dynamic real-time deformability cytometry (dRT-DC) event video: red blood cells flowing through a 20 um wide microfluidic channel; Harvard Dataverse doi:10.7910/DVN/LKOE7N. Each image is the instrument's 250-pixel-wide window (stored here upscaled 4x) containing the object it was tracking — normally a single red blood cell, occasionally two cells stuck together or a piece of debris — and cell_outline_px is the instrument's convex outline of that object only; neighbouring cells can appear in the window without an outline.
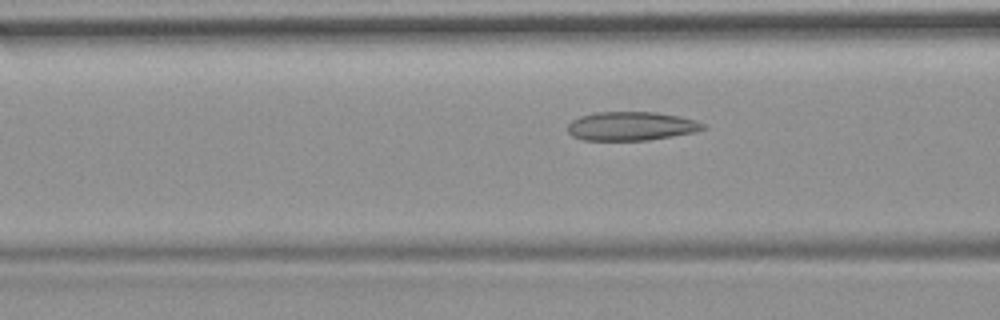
{"species": "common noctule bat (a hibernating species)", "species_latin": "Nyctalus noctula", "temperature_condition": "room temperature", "stored_images_in_passage": 38, "camera_frame_rate_fps": 3000, "um_per_image_px": 0.085, "animal": {"sex": "female", "body_mass_g": 19.9}, "frame": {"image": 1, "passage_image": 5, "time_ms": 1.333, "image_size_px": [1000, 320], "cell_outline_px": [[708, 128], [696, 132], [648, 140], [584, 140], [572, 136], [568, 132], [568, 124], [572, 120], [580, 116], [596, 112], [656, 112], [680, 116], [696, 120], [704, 124]], "centroid_in_image_um": [53.68, 10.72], "position_along_channel_um": 112.9, "area_um2": 22.83}}
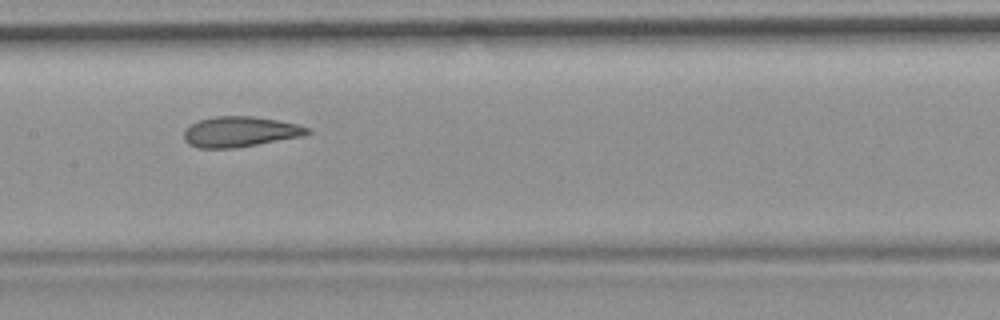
{"frame": {"image": 2, "passage_image": 11, "time_ms": 3.333, "image_size_px": [1000, 320], "cell_outline_px": [[312, 132], [304, 136], [236, 148], [200, 148], [188, 144], [184, 140], [184, 132], [192, 124], [200, 120], [216, 116], [256, 116], [296, 124], [312, 128]], "centroid_in_image_um": [20.45, 11.2], "position_along_channel_um": 186.9, "area_um2": 21.91}}
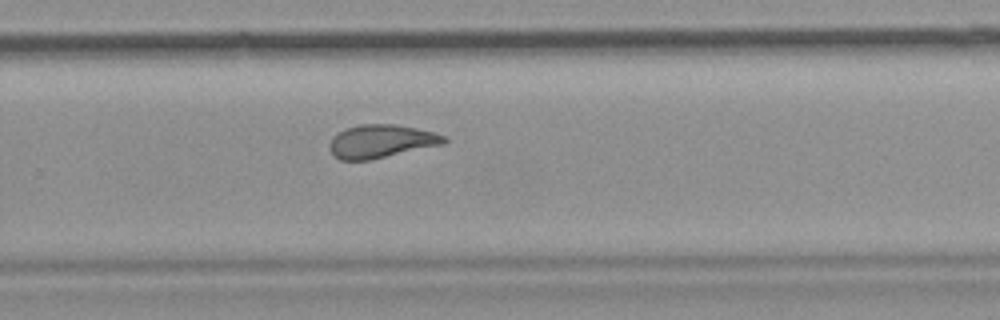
{"frame": {"image": 3, "passage_image": 20, "time_ms": 6.333, "image_size_px": [1000, 320], "cell_outline_px": [[448, 140], [444, 144], [372, 160], [340, 160], [332, 156], [328, 148], [328, 144], [332, 136], [348, 128], [360, 124], [396, 124], [416, 128], [448, 136]], "centroid_in_image_um": [32.38, 12.02], "position_along_channel_um": 297.4, "area_um2": 22.48}, "authors_computed_cell_mechanics": {"area_um2": 22.8599, "velocity_mm_per_s": 3.6999, "shape_relaxation_time_tau1_ms": null, "shape_relaxation_time_tau2_ms": 1.709, "deformation_change_tau1": null, "deformation_change_tau2": 0.1014}}